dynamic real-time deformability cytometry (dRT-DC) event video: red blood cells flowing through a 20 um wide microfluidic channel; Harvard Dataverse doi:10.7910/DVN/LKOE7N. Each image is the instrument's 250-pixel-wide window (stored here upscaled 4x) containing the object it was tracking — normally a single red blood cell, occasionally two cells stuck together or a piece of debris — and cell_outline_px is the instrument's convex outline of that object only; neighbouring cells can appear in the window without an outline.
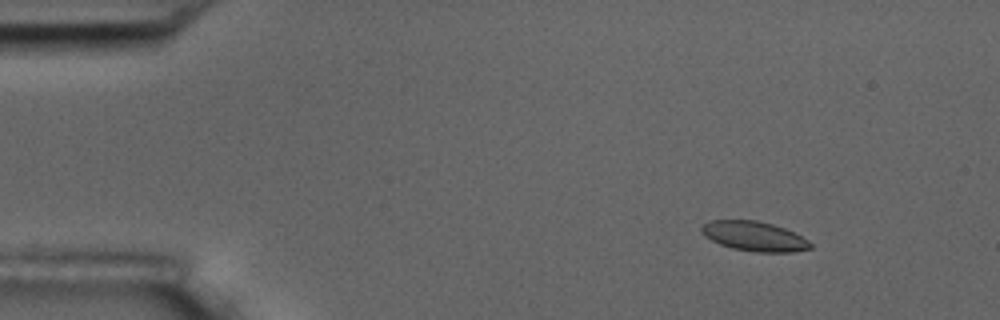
{"species": "common noctule bat (a hibernating species)", "species_latin": "Nyctalus noctula", "temperature_condition": "room temperature", "stored_images_in_passage": 5, "camera_frame_rate_fps": 3000, "um_per_image_px": 0.085, "animal": {"sex": "male", "body_mass_g": 17.5, "forearm_length_mm": 52.3}, "frame": {"image": 1, "passage_image": 2, "time_ms": 2.333, "image_size_px": [1000, 320], "cell_outline_px": [[812, 248], [792, 252], [756, 252], [732, 248], [720, 244], [704, 236], [700, 232], [700, 228], [708, 220], [756, 220], [772, 224], [784, 228], [808, 240], [812, 244]], "centroid_in_image_um": [64.08, 20.08], "position_along_channel_um": 20.9, "area_um2": 18.79}}
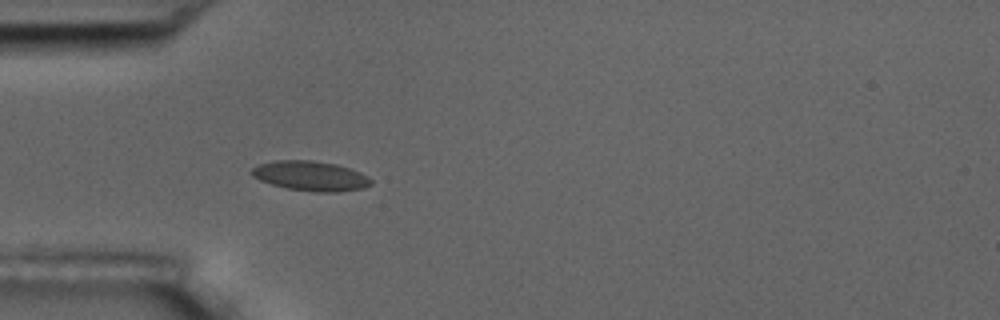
{"frame": {"image": 2, "passage_image": 5, "time_ms": 5.667, "image_size_px": [1000, 320], "cell_outline_px": [[372, 184], [364, 188], [336, 192], [316, 192], [288, 188], [272, 184], [260, 180], [252, 176], [248, 172], [252, 168], [260, 164], [272, 160], [312, 160], [336, 164], [360, 172], [368, 176], [372, 180]], "centroid_in_image_um": [26.39, 14.95], "position_along_channel_um": 58.6, "area_um2": 20.75}}